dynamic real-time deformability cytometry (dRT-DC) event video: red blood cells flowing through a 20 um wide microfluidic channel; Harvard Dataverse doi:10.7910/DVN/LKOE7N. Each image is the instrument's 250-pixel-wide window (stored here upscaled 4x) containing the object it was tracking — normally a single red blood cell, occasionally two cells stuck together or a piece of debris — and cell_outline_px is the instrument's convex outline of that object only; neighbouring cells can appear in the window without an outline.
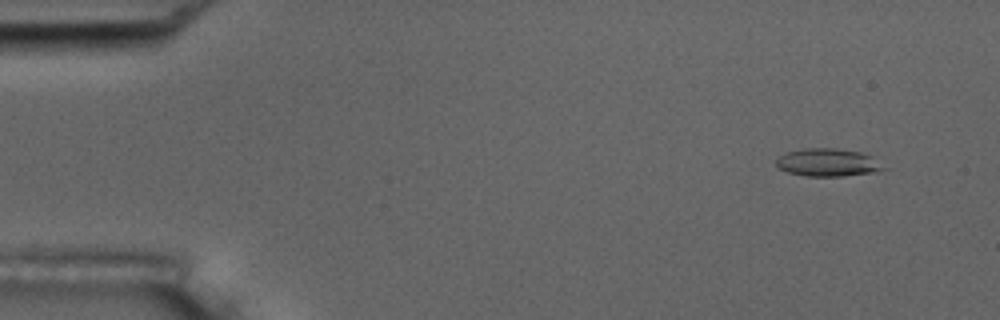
{"species": "common noctule bat (a hibernating species)", "species_latin": "Nyctalus noctula", "temperature_condition": "room temperature", "stored_images_in_passage": 7, "camera_frame_rate_fps": 3000, "um_per_image_px": 0.085, "animal": {"sex": "male", "body_mass_g": 17.5, "forearm_length_mm": 52.3}, "frame": {"image": 1, "passage_image": 2, "time_ms": 1.0, "image_size_px": [1000, 320], "cell_outline_px": [[888, 168], [876, 172], [844, 176], [808, 176], [788, 172], [780, 168], [776, 164], [776, 156], [788, 152], [804, 148], [836, 148], [860, 152], [872, 156]], "centroid_in_image_um": [70.39, 13.81], "position_along_channel_um": 14.6, "area_um2": 17.51}}
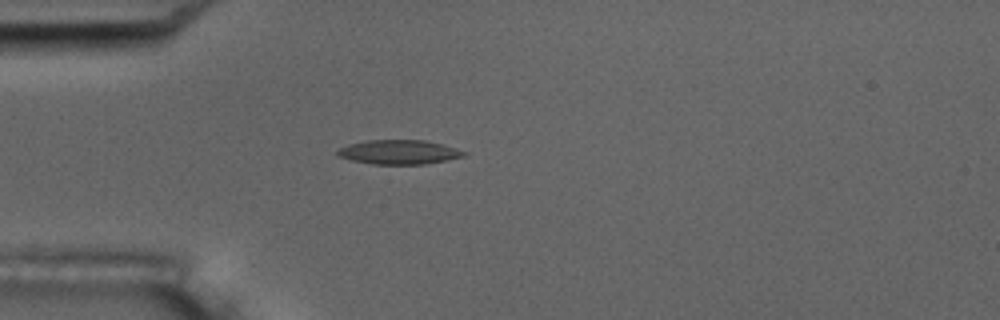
{"frame": {"image": 2, "passage_image": 5, "time_ms": 4.667, "image_size_px": [1000, 320], "cell_outline_px": [[468, 152], [464, 156], [448, 160], [424, 164], [372, 164], [352, 160], [336, 156], [336, 152], [340, 148], [348, 144], [368, 140], [424, 140], [456, 148]], "centroid_in_image_um": [33.9, 12.93], "position_along_channel_um": 51.1, "area_um2": 17.86}}